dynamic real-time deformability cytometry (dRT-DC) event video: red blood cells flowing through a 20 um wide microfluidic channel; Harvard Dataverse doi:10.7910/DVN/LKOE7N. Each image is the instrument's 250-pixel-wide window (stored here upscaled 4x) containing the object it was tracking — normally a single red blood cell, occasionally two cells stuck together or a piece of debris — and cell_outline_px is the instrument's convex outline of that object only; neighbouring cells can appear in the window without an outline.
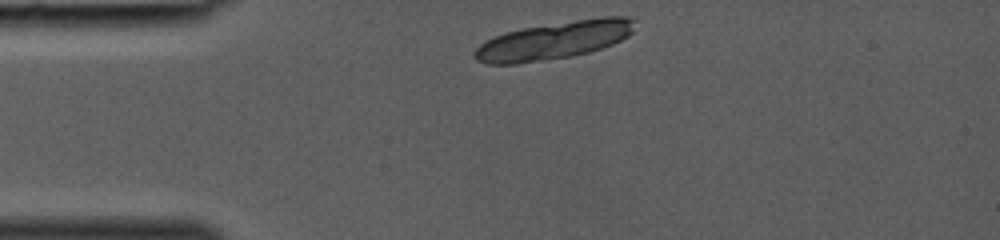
{"species": "common noctule bat (a hibernating species)", "species_latin": "Nyctalus noctula", "temperature_condition": "room temperature", "stored_images_in_passage": 27, "camera_frame_rate_fps": 3000, "um_per_image_px": 0.085, "animal": {"sex": "female", "body_mass_g": 19.0, "forearm_length_mm": 53.3}, "frame": {"image": 1, "passage_image": 1, "time_ms": 0.0, "image_size_px": [1000, 240], "cell_outline_px": [[636, 20], [632, 32], [628, 36], [612, 44], [588, 52], [572, 56], [516, 64], [488, 64], [476, 60], [472, 56], [472, 52], [480, 44], [504, 32], [520, 28], [600, 16], [628, 16]], "centroid_in_image_um": [47.09, 3.42], "position_along_channel_um": 37.9, "area_um2": 35.37}}
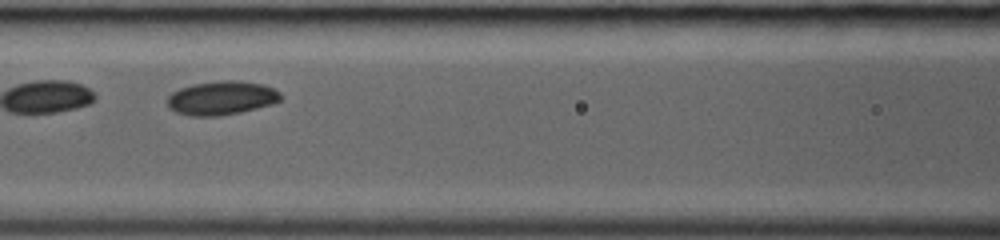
{"frame": {"image": 2, "passage_image": 10, "time_ms": 3.0, "image_size_px": [1000, 240], "cell_outline_px": [[284, 96], [280, 100], [272, 104], [240, 112], [216, 116], [192, 116], [176, 112], [168, 108], [168, 96], [172, 92], [180, 88], [192, 84], [224, 80], [240, 80], [264, 84], [280, 92]], "centroid_in_image_um": [18.85, 8.32], "position_along_channel_um": 147.8, "area_um2": 22.43}}
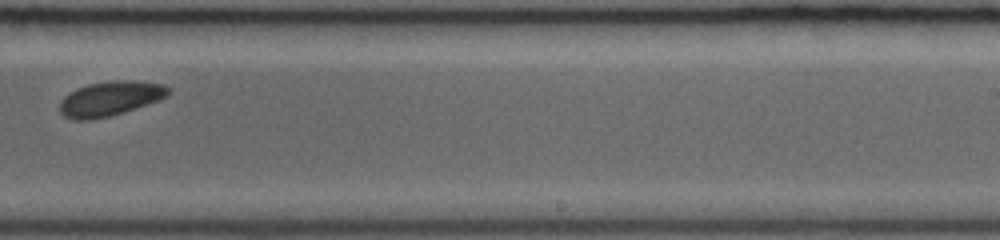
{"frame": {"image": 3, "passage_image": 18, "time_ms": 5.667, "image_size_px": [1000, 240], "cell_outline_px": [[168, 96], [160, 100], [124, 112], [92, 120], [72, 120], [64, 116], [60, 112], [60, 100], [64, 96], [76, 88], [88, 84], [112, 80], [128, 80], [164, 84], [168, 88]], "centroid_in_image_um": [9.33, 8.38], "position_along_channel_um": 279.7, "area_um2": 21.96}}